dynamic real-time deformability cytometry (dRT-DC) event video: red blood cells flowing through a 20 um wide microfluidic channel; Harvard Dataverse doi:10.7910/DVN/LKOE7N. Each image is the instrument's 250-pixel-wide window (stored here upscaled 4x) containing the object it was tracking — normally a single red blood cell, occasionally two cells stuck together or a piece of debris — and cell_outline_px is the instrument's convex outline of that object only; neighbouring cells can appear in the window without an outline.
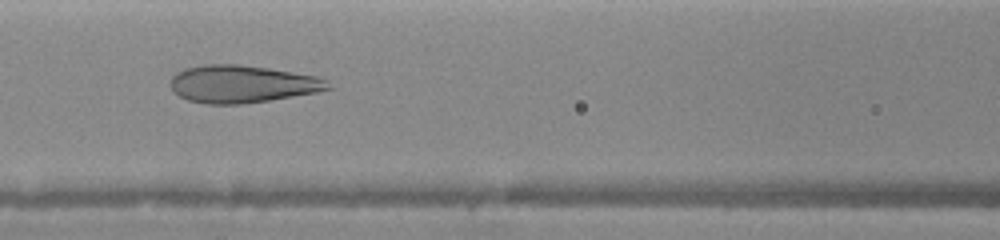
{"species": "human", "species_latin": "Homo sapiens", "temperature_condition": "warm", "stored_images_in_passage": 6, "camera_frame_rate_fps": 3000, "um_per_image_px": 0.085, "donor": {"sex": "female"}, "frame": {"image": 1, "passage_image": 5, "time_ms": 2.667, "image_size_px": [1000, 240], "cell_outline_px": [[336, 88], [316, 92], [268, 100], [240, 104], [204, 104], [188, 100], [172, 92], [172, 76], [176, 72], [184, 68], [204, 64], [240, 64], [268, 68], [316, 76], [328, 80]], "centroid_in_image_um": [20.59, 7.13], "position_along_channel_um": 146.0, "area_um2": 34.56}}